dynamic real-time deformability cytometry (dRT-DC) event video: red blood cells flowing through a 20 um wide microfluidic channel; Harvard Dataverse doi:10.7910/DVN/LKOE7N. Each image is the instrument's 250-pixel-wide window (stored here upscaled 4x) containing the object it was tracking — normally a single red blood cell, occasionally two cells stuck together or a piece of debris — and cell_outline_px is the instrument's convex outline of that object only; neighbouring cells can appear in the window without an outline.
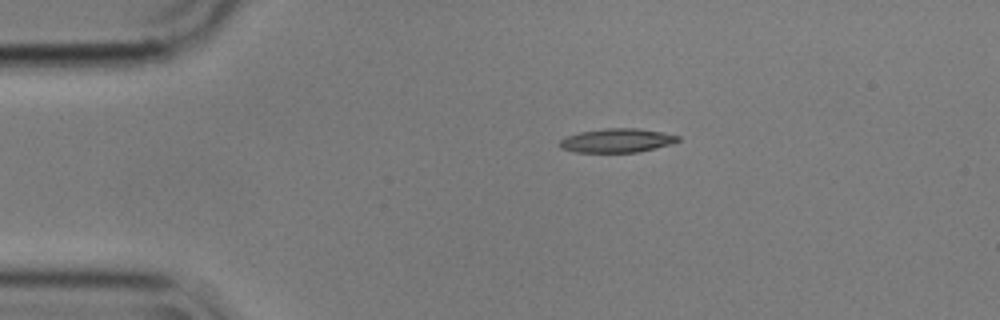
{"species": "common noctule bat (a hibernating species)", "species_latin": "Nyctalus noctula", "temperature_condition": "cold", "stored_images_in_passage": 46, "camera_frame_rate_fps": 3000, "um_per_image_px": 0.085, "animal": {"sex": "male", "body_mass_g": 17.9}, "frame": {"image": 1, "passage_image": 1, "time_ms": 0.0, "image_size_px": [1000, 320], "cell_outline_px": [[680, 140], [656, 148], [636, 152], [576, 152], [560, 148], [560, 140], [568, 136], [580, 132], [604, 128], [640, 128], [680, 136]], "centroid_in_image_um": [52.43, 11.94], "position_along_channel_um": 32.6, "area_um2": 16.3}}
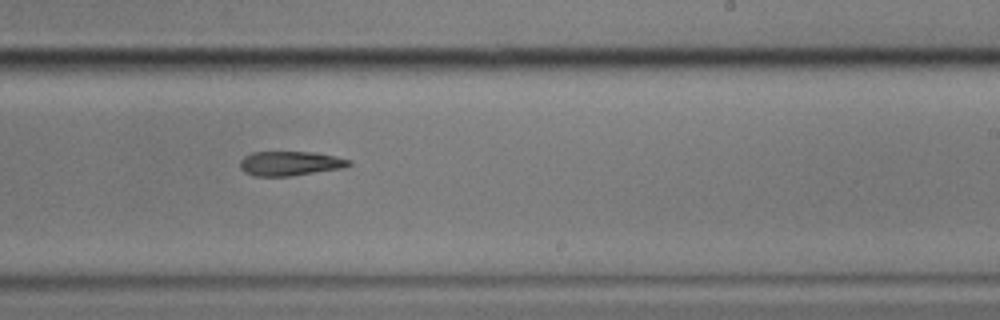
{"frame": {"image": 2, "passage_image": 24, "time_ms": 7.667, "image_size_px": [1000, 320], "cell_outline_px": [[352, 164], [344, 168], [288, 176], [252, 176], [244, 172], [240, 168], [240, 160], [244, 156], [252, 152], [312, 152], [336, 156], [352, 160]], "centroid_in_image_um": [24.66, 13.89], "position_along_channel_um": 264.3, "area_um2": 15.61}}
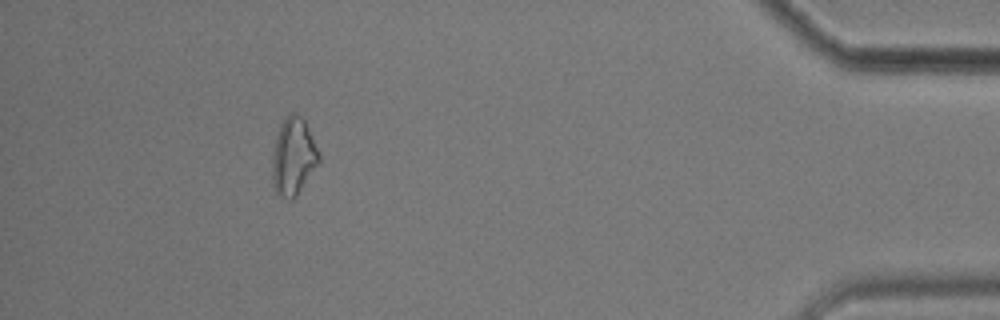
{"frame": {"image": 3, "passage_image": 41, "time_ms": 13.333, "image_size_px": [1000, 320], "cell_outline_px": [[320, 160], [296, 196], [292, 200], [288, 200], [276, 192], [272, 184], [272, 156], [276, 136], [280, 124], [292, 112], [296, 112], [304, 120], [320, 152]], "centroid_in_image_um": [24.92, 13.31], "position_along_channel_um": 410.3, "area_um2": 20.92}}